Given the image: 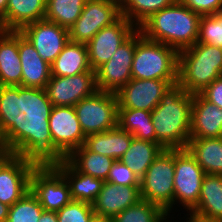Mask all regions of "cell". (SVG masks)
<instances>
[{
  "label": "cell",
  "mask_w": 222,
  "mask_h": 222,
  "mask_svg": "<svg viewBox=\"0 0 222 222\" xmlns=\"http://www.w3.org/2000/svg\"><path fill=\"white\" fill-rule=\"evenodd\" d=\"M93 222H112L111 219L95 218Z\"/></svg>",
  "instance_id": "obj_46"
},
{
  "label": "cell",
  "mask_w": 222,
  "mask_h": 222,
  "mask_svg": "<svg viewBox=\"0 0 222 222\" xmlns=\"http://www.w3.org/2000/svg\"><path fill=\"white\" fill-rule=\"evenodd\" d=\"M121 16L120 7L109 1L87 0L81 15L69 28L70 40L87 44L102 28Z\"/></svg>",
  "instance_id": "obj_15"
},
{
  "label": "cell",
  "mask_w": 222,
  "mask_h": 222,
  "mask_svg": "<svg viewBox=\"0 0 222 222\" xmlns=\"http://www.w3.org/2000/svg\"><path fill=\"white\" fill-rule=\"evenodd\" d=\"M132 139L133 135L117 125L108 131L87 135L84 145L92 152L120 160Z\"/></svg>",
  "instance_id": "obj_24"
},
{
  "label": "cell",
  "mask_w": 222,
  "mask_h": 222,
  "mask_svg": "<svg viewBox=\"0 0 222 222\" xmlns=\"http://www.w3.org/2000/svg\"><path fill=\"white\" fill-rule=\"evenodd\" d=\"M117 125L133 137L158 143L151 112L142 109H118Z\"/></svg>",
  "instance_id": "obj_29"
},
{
  "label": "cell",
  "mask_w": 222,
  "mask_h": 222,
  "mask_svg": "<svg viewBox=\"0 0 222 222\" xmlns=\"http://www.w3.org/2000/svg\"><path fill=\"white\" fill-rule=\"evenodd\" d=\"M106 181L118 186H140V179L120 160H115Z\"/></svg>",
  "instance_id": "obj_37"
},
{
  "label": "cell",
  "mask_w": 222,
  "mask_h": 222,
  "mask_svg": "<svg viewBox=\"0 0 222 222\" xmlns=\"http://www.w3.org/2000/svg\"><path fill=\"white\" fill-rule=\"evenodd\" d=\"M205 175L187 149H175L174 210L178 212L183 208L185 213L180 216L197 205Z\"/></svg>",
  "instance_id": "obj_10"
},
{
  "label": "cell",
  "mask_w": 222,
  "mask_h": 222,
  "mask_svg": "<svg viewBox=\"0 0 222 222\" xmlns=\"http://www.w3.org/2000/svg\"><path fill=\"white\" fill-rule=\"evenodd\" d=\"M43 211L38 199L29 191L10 206L6 222H39Z\"/></svg>",
  "instance_id": "obj_33"
},
{
  "label": "cell",
  "mask_w": 222,
  "mask_h": 222,
  "mask_svg": "<svg viewBox=\"0 0 222 222\" xmlns=\"http://www.w3.org/2000/svg\"><path fill=\"white\" fill-rule=\"evenodd\" d=\"M183 219H185V222H221V221H209V220L197 217V216L189 215L187 213L185 216H183Z\"/></svg>",
  "instance_id": "obj_42"
},
{
  "label": "cell",
  "mask_w": 222,
  "mask_h": 222,
  "mask_svg": "<svg viewBox=\"0 0 222 222\" xmlns=\"http://www.w3.org/2000/svg\"><path fill=\"white\" fill-rule=\"evenodd\" d=\"M58 222H93L96 215L90 203L72 200L56 212Z\"/></svg>",
  "instance_id": "obj_36"
},
{
  "label": "cell",
  "mask_w": 222,
  "mask_h": 222,
  "mask_svg": "<svg viewBox=\"0 0 222 222\" xmlns=\"http://www.w3.org/2000/svg\"><path fill=\"white\" fill-rule=\"evenodd\" d=\"M140 200V186H118L104 181L92 205L96 218L112 219Z\"/></svg>",
  "instance_id": "obj_19"
},
{
  "label": "cell",
  "mask_w": 222,
  "mask_h": 222,
  "mask_svg": "<svg viewBox=\"0 0 222 222\" xmlns=\"http://www.w3.org/2000/svg\"><path fill=\"white\" fill-rule=\"evenodd\" d=\"M197 42L222 47V12L201 16Z\"/></svg>",
  "instance_id": "obj_35"
},
{
  "label": "cell",
  "mask_w": 222,
  "mask_h": 222,
  "mask_svg": "<svg viewBox=\"0 0 222 222\" xmlns=\"http://www.w3.org/2000/svg\"><path fill=\"white\" fill-rule=\"evenodd\" d=\"M19 32L50 65L70 40L69 29L45 19L25 25Z\"/></svg>",
  "instance_id": "obj_18"
},
{
  "label": "cell",
  "mask_w": 222,
  "mask_h": 222,
  "mask_svg": "<svg viewBox=\"0 0 222 222\" xmlns=\"http://www.w3.org/2000/svg\"><path fill=\"white\" fill-rule=\"evenodd\" d=\"M18 50L22 68V111L45 90L51 78V65L40 57L32 43L19 31Z\"/></svg>",
  "instance_id": "obj_11"
},
{
  "label": "cell",
  "mask_w": 222,
  "mask_h": 222,
  "mask_svg": "<svg viewBox=\"0 0 222 222\" xmlns=\"http://www.w3.org/2000/svg\"><path fill=\"white\" fill-rule=\"evenodd\" d=\"M178 215H179V212H178L177 216H175V217L172 216V215H171V216H167L166 219H165L163 222H174V221H175V222H178L177 220L180 219V218L182 219V222H185V220H183V218H182L181 216H178ZM179 217H180V218H179ZM173 218H174V219L177 218V220H174ZM179 222H180V221H179Z\"/></svg>",
  "instance_id": "obj_44"
},
{
  "label": "cell",
  "mask_w": 222,
  "mask_h": 222,
  "mask_svg": "<svg viewBox=\"0 0 222 222\" xmlns=\"http://www.w3.org/2000/svg\"><path fill=\"white\" fill-rule=\"evenodd\" d=\"M188 214L222 222V175L204 176L199 201Z\"/></svg>",
  "instance_id": "obj_23"
},
{
  "label": "cell",
  "mask_w": 222,
  "mask_h": 222,
  "mask_svg": "<svg viewBox=\"0 0 222 222\" xmlns=\"http://www.w3.org/2000/svg\"><path fill=\"white\" fill-rule=\"evenodd\" d=\"M200 94L215 106L222 109V76L215 79Z\"/></svg>",
  "instance_id": "obj_39"
},
{
  "label": "cell",
  "mask_w": 222,
  "mask_h": 222,
  "mask_svg": "<svg viewBox=\"0 0 222 222\" xmlns=\"http://www.w3.org/2000/svg\"><path fill=\"white\" fill-rule=\"evenodd\" d=\"M162 150L163 148L158 143L133 137L120 161L141 179Z\"/></svg>",
  "instance_id": "obj_28"
},
{
  "label": "cell",
  "mask_w": 222,
  "mask_h": 222,
  "mask_svg": "<svg viewBox=\"0 0 222 222\" xmlns=\"http://www.w3.org/2000/svg\"><path fill=\"white\" fill-rule=\"evenodd\" d=\"M39 164L21 144L0 166V202L13 205L30 191V176Z\"/></svg>",
  "instance_id": "obj_8"
},
{
  "label": "cell",
  "mask_w": 222,
  "mask_h": 222,
  "mask_svg": "<svg viewBox=\"0 0 222 222\" xmlns=\"http://www.w3.org/2000/svg\"><path fill=\"white\" fill-rule=\"evenodd\" d=\"M222 137V109L200 93L192 94L190 139Z\"/></svg>",
  "instance_id": "obj_20"
},
{
  "label": "cell",
  "mask_w": 222,
  "mask_h": 222,
  "mask_svg": "<svg viewBox=\"0 0 222 222\" xmlns=\"http://www.w3.org/2000/svg\"><path fill=\"white\" fill-rule=\"evenodd\" d=\"M51 164L68 182L72 200L93 204L101 191L104 181L77 171L66 159Z\"/></svg>",
  "instance_id": "obj_21"
},
{
  "label": "cell",
  "mask_w": 222,
  "mask_h": 222,
  "mask_svg": "<svg viewBox=\"0 0 222 222\" xmlns=\"http://www.w3.org/2000/svg\"><path fill=\"white\" fill-rule=\"evenodd\" d=\"M21 145V129L16 117L0 123V166Z\"/></svg>",
  "instance_id": "obj_34"
},
{
  "label": "cell",
  "mask_w": 222,
  "mask_h": 222,
  "mask_svg": "<svg viewBox=\"0 0 222 222\" xmlns=\"http://www.w3.org/2000/svg\"><path fill=\"white\" fill-rule=\"evenodd\" d=\"M10 206L0 202V222H6Z\"/></svg>",
  "instance_id": "obj_41"
},
{
  "label": "cell",
  "mask_w": 222,
  "mask_h": 222,
  "mask_svg": "<svg viewBox=\"0 0 222 222\" xmlns=\"http://www.w3.org/2000/svg\"><path fill=\"white\" fill-rule=\"evenodd\" d=\"M178 80L131 79L116 94L118 109H142L151 112L167 89Z\"/></svg>",
  "instance_id": "obj_17"
},
{
  "label": "cell",
  "mask_w": 222,
  "mask_h": 222,
  "mask_svg": "<svg viewBox=\"0 0 222 222\" xmlns=\"http://www.w3.org/2000/svg\"><path fill=\"white\" fill-rule=\"evenodd\" d=\"M167 213L158 205L140 200L114 216L112 222H163Z\"/></svg>",
  "instance_id": "obj_32"
},
{
  "label": "cell",
  "mask_w": 222,
  "mask_h": 222,
  "mask_svg": "<svg viewBox=\"0 0 222 222\" xmlns=\"http://www.w3.org/2000/svg\"><path fill=\"white\" fill-rule=\"evenodd\" d=\"M136 49V31L114 52L112 57L95 70L98 91L117 93L131 79V67Z\"/></svg>",
  "instance_id": "obj_14"
},
{
  "label": "cell",
  "mask_w": 222,
  "mask_h": 222,
  "mask_svg": "<svg viewBox=\"0 0 222 222\" xmlns=\"http://www.w3.org/2000/svg\"><path fill=\"white\" fill-rule=\"evenodd\" d=\"M83 72H95L89 64L87 46L69 40L51 64V76L70 77Z\"/></svg>",
  "instance_id": "obj_25"
},
{
  "label": "cell",
  "mask_w": 222,
  "mask_h": 222,
  "mask_svg": "<svg viewBox=\"0 0 222 222\" xmlns=\"http://www.w3.org/2000/svg\"><path fill=\"white\" fill-rule=\"evenodd\" d=\"M103 1H109L111 3H114V4H116L120 8L123 5V3L125 2V0H103Z\"/></svg>",
  "instance_id": "obj_45"
},
{
  "label": "cell",
  "mask_w": 222,
  "mask_h": 222,
  "mask_svg": "<svg viewBox=\"0 0 222 222\" xmlns=\"http://www.w3.org/2000/svg\"><path fill=\"white\" fill-rule=\"evenodd\" d=\"M21 79L18 31L0 30V106L7 116L21 112Z\"/></svg>",
  "instance_id": "obj_6"
},
{
  "label": "cell",
  "mask_w": 222,
  "mask_h": 222,
  "mask_svg": "<svg viewBox=\"0 0 222 222\" xmlns=\"http://www.w3.org/2000/svg\"><path fill=\"white\" fill-rule=\"evenodd\" d=\"M87 0H46L45 20L69 29L79 18Z\"/></svg>",
  "instance_id": "obj_30"
},
{
  "label": "cell",
  "mask_w": 222,
  "mask_h": 222,
  "mask_svg": "<svg viewBox=\"0 0 222 222\" xmlns=\"http://www.w3.org/2000/svg\"><path fill=\"white\" fill-rule=\"evenodd\" d=\"M138 28L126 17L120 16L114 23L100 29L86 44L92 70L107 62L117 48Z\"/></svg>",
  "instance_id": "obj_16"
},
{
  "label": "cell",
  "mask_w": 222,
  "mask_h": 222,
  "mask_svg": "<svg viewBox=\"0 0 222 222\" xmlns=\"http://www.w3.org/2000/svg\"><path fill=\"white\" fill-rule=\"evenodd\" d=\"M74 109L85 136L117 126L118 100L115 93L97 90L78 102Z\"/></svg>",
  "instance_id": "obj_12"
},
{
  "label": "cell",
  "mask_w": 222,
  "mask_h": 222,
  "mask_svg": "<svg viewBox=\"0 0 222 222\" xmlns=\"http://www.w3.org/2000/svg\"><path fill=\"white\" fill-rule=\"evenodd\" d=\"M8 5V0H0V20L5 16L6 14V8Z\"/></svg>",
  "instance_id": "obj_43"
},
{
  "label": "cell",
  "mask_w": 222,
  "mask_h": 222,
  "mask_svg": "<svg viewBox=\"0 0 222 222\" xmlns=\"http://www.w3.org/2000/svg\"><path fill=\"white\" fill-rule=\"evenodd\" d=\"M66 160L79 172L107 180L115 159L90 151L85 145L75 149Z\"/></svg>",
  "instance_id": "obj_27"
},
{
  "label": "cell",
  "mask_w": 222,
  "mask_h": 222,
  "mask_svg": "<svg viewBox=\"0 0 222 222\" xmlns=\"http://www.w3.org/2000/svg\"><path fill=\"white\" fill-rule=\"evenodd\" d=\"M97 91L95 72L51 76L45 90L28 106H75Z\"/></svg>",
  "instance_id": "obj_9"
},
{
  "label": "cell",
  "mask_w": 222,
  "mask_h": 222,
  "mask_svg": "<svg viewBox=\"0 0 222 222\" xmlns=\"http://www.w3.org/2000/svg\"><path fill=\"white\" fill-rule=\"evenodd\" d=\"M46 0H8L0 30L20 31L25 25L45 18Z\"/></svg>",
  "instance_id": "obj_22"
},
{
  "label": "cell",
  "mask_w": 222,
  "mask_h": 222,
  "mask_svg": "<svg viewBox=\"0 0 222 222\" xmlns=\"http://www.w3.org/2000/svg\"><path fill=\"white\" fill-rule=\"evenodd\" d=\"M175 1L176 0H125L120 8V13L138 28L153 13L170 6Z\"/></svg>",
  "instance_id": "obj_31"
},
{
  "label": "cell",
  "mask_w": 222,
  "mask_h": 222,
  "mask_svg": "<svg viewBox=\"0 0 222 222\" xmlns=\"http://www.w3.org/2000/svg\"><path fill=\"white\" fill-rule=\"evenodd\" d=\"M174 176L175 149H163L140 179L141 200L160 206L168 216L171 213L175 216Z\"/></svg>",
  "instance_id": "obj_7"
},
{
  "label": "cell",
  "mask_w": 222,
  "mask_h": 222,
  "mask_svg": "<svg viewBox=\"0 0 222 222\" xmlns=\"http://www.w3.org/2000/svg\"><path fill=\"white\" fill-rule=\"evenodd\" d=\"M30 191L44 211L57 212L72 201L68 182L51 163H39L34 168Z\"/></svg>",
  "instance_id": "obj_13"
},
{
  "label": "cell",
  "mask_w": 222,
  "mask_h": 222,
  "mask_svg": "<svg viewBox=\"0 0 222 222\" xmlns=\"http://www.w3.org/2000/svg\"><path fill=\"white\" fill-rule=\"evenodd\" d=\"M222 76V48L205 43L179 51L178 81L188 93L202 92Z\"/></svg>",
  "instance_id": "obj_4"
},
{
  "label": "cell",
  "mask_w": 222,
  "mask_h": 222,
  "mask_svg": "<svg viewBox=\"0 0 222 222\" xmlns=\"http://www.w3.org/2000/svg\"><path fill=\"white\" fill-rule=\"evenodd\" d=\"M7 117V115L3 112L0 106V123Z\"/></svg>",
  "instance_id": "obj_47"
},
{
  "label": "cell",
  "mask_w": 222,
  "mask_h": 222,
  "mask_svg": "<svg viewBox=\"0 0 222 222\" xmlns=\"http://www.w3.org/2000/svg\"><path fill=\"white\" fill-rule=\"evenodd\" d=\"M178 55L176 49L146 39L137 29L132 79L178 80Z\"/></svg>",
  "instance_id": "obj_5"
},
{
  "label": "cell",
  "mask_w": 222,
  "mask_h": 222,
  "mask_svg": "<svg viewBox=\"0 0 222 222\" xmlns=\"http://www.w3.org/2000/svg\"><path fill=\"white\" fill-rule=\"evenodd\" d=\"M197 14L213 15L222 12V0H179Z\"/></svg>",
  "instance_id": "obj_38"
},
{
  "label": "cell",
  "mask_w": 222,
  "mask_h": 222,
  "mask_svg": "<svg viewBox=\"0 0 222 222\" xmlns=\"http://www.w3.org/2000/svg\"><path fill=\"white\" fill-rule=\"evenodd\" d=\"M156 139L163 149H186L190 140L192 94L171 85L151 111Z\"/></svg>",
  "instance_id": "obj_2"
},
{
  "label": "cell",
  "mask_w": 222,
  "mask_h": 222,
  "mask_svg": "<svg viewBox=\"0 0 222 222\" xmlns=\"http://www.w3.org/2000/svg\"><path fill=\"white\" fill-rule=\"evenodd\" d=\"M201 15L179 0L153 13L138 29L149 40L161 42L178 52L197 43Z\"/></svg>",
  "instance_id": "obj_3"
},
{
  "label": "cell",
  "mask_w": 222,
  "mask_h": 222,
  "mask_svg": "<svg viewBox=\"0 0 222 222\" xmlns=\"http://www.w3.org/2000/svg\"><path fill=\"white\" fill-rule=\"evenodd\" d=\"M16 118L21 144L39 163L66 159L85 143L73 106H27Z\"/></svg>",
  "instance_id": "obj_1"
},
{
  "label": "cell",
  "mask_w": 222,
  "mask_h": 222,
  "mask_svg": "<svg viewBox=\"0 0 222 222\" xmlns=\"http://www.w3.org/2000/svg\"><path fill=\"white\" fill-rule=\"evenodd\" d=\"M186 149L206 174L222 175V137L190 139Z\"/></svg>",
  "instance_id": "obj_26"
},
{
  "label": "cell",
  "mask_w": 222,
  "mask_h": 222,
  "mask_svg": "<svg viewBox=\"0 0 222 222\" xmlns=\"http://www.w3.org/2000/svg\"><path fill=\"white\" fill-rule=\"evenodd\" d=\"M39 222H58L57 213L51 211H43Z\"/></svg>",
  "instance_id": "obj_40"
}]
</instances>
